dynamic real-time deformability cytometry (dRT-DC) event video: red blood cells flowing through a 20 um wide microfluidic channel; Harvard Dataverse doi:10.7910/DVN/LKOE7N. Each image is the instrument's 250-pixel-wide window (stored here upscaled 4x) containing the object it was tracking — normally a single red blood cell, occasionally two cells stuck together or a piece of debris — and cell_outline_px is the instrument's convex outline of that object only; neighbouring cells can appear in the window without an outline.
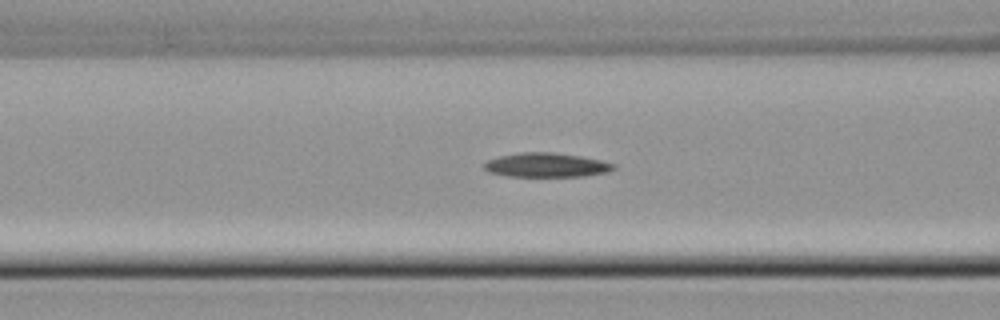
{"species": "common noctule bat (a hibernating species)", "species_latin": "Nyctalus noctula", "temperature_condition": "cold", "stored_images_in_passage": 15, "camera_frame_rate_fps": 3000, "um_per_image_px": 0.085, "animal": {"sex": "male", "body_mass_g": 21.5, "forearm_length_mm": 52.0}, "frame": {"image": 1, "passage_image": 7, "time_ms": 2.0, "image_size_px": [1000, 320], "cell_outline_px": [[616, 168], [608, 172], [584, 176], [508, 176], [488, 172], [484, 168], [484, 164], [488, 160], [500, 156], [520, 152], [552, 152], [580, 156], [600, 160], [616, 164]], "centroid_in_image_um": [46.46, 14.03], "position_along_channel_um": 120.1, "area_um2": 18.21}}